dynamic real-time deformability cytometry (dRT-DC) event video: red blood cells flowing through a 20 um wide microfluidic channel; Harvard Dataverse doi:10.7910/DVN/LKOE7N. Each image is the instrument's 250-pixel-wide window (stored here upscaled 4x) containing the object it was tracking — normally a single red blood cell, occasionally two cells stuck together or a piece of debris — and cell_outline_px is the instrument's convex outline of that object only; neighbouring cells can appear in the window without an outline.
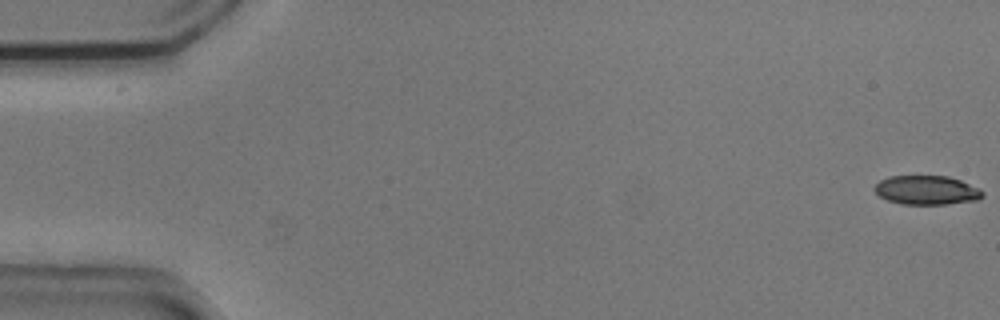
{"species": "common noctule bat (a hibernating species)", "species_latin": "Nyctalus noctula", "temperature_condition": "cold", "stored_images_in_passage": 55, "camera_frame_rate_fps": 3000, "um_per_image_px": 0.085, "animal": {"sex": "male", "body_mass_g": 20.5, "forearm_length_mm": 52.5}, "frame": {"image": 1, "passage_image": 1, "time_ms": 0.0, "image_size_px": [1000, 320], "cell_outline_px": [[984, 196], [980, 200], [948, 204], [900, 204], [888, 200], [880, 196], [872, 188], [880, 180], [888, 176], [948, 176], [960, 180], [980, 188], [984, 192]], "centroid_in_image_um": [78.8, 16.16], "position_along_channel_um": 6.2, "area_um2": 18.5}}
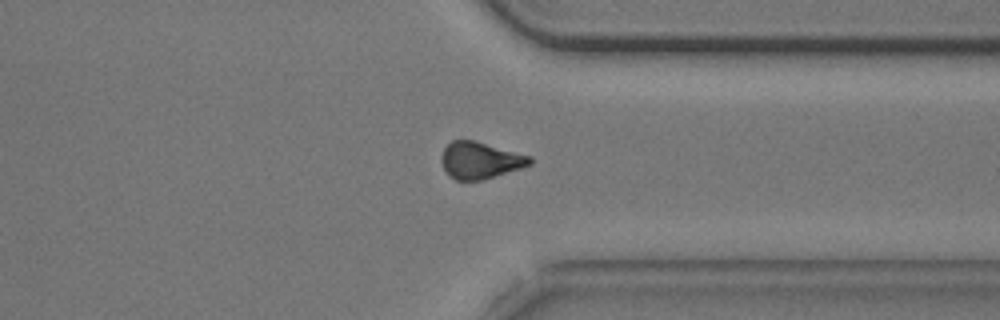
{"frame": {"image": 2, "passage_image": 42, "time_ms": 13.667, "image_size_px": [1000, 320], "cell_outline_px": [[532, 164], [520, 168], [480, 180], [456, 180], [444, 168], [444, 148], [452, 140], [476, 140], [532, 156]], "centroid_in_image_um": [40.88, 13.6], "position_along_channel_um": 370.5, "area_um2": 18.5}}
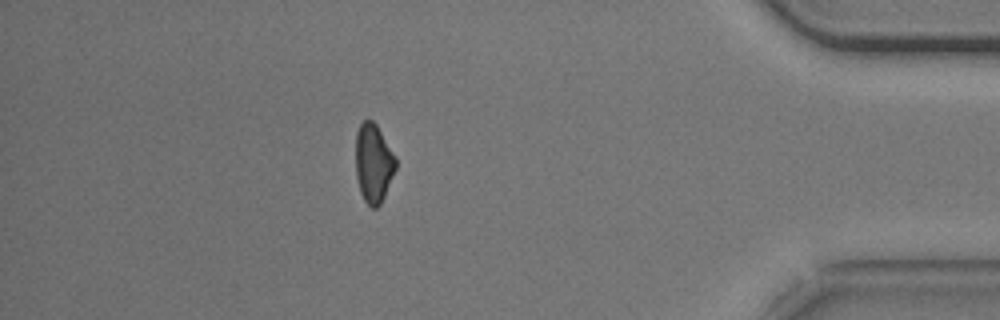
{"frame": {"image": 3, "passage_image": 48, "time_ms": 15.667, "image_size_px": [1000, 320], "cell_outline_px": [[396, 168], [384, 196], [380, 204], [376, 208], [372, 208], [364, 200], [360, 192], [356, 176], [356, 132], [360, 124], [364, 120], [372, 120], [376, 124], [396, 156]], "centroid_in_image_um": [31.74, 13.86], "position_along_channel_um": 403.5, "area_um2": 18.38}, "authors_computed_cell_mechanics": {"area_um2": 19.652, "velocity_mm_per_s": 3.7372, "shape_relaxation_time_tau1_ms": 3.0988, "shape_relaxation_time_tau2_ms": null, "deformation_change_tau1": 0.0957, "deformation_change_tau2": null}}